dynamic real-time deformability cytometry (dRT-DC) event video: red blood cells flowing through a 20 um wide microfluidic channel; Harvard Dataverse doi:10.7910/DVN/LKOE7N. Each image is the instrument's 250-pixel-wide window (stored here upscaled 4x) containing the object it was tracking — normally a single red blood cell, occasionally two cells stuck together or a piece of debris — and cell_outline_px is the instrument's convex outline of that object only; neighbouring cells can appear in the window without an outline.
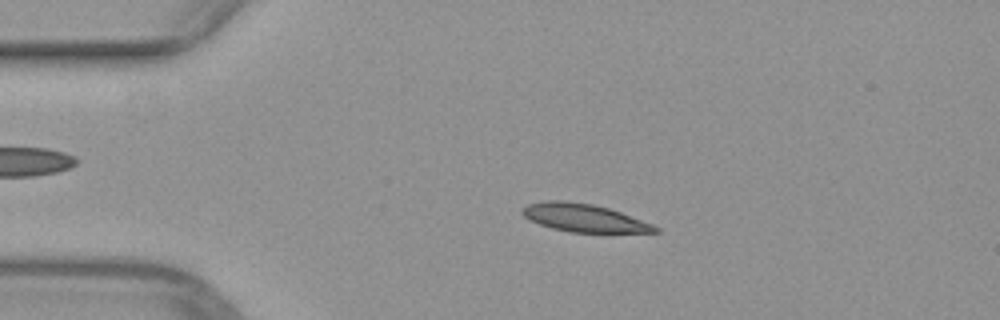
{"species": "common noctule bat (a hibernating species)", "species_latin": "Nyctalus noctula", "temperature_condition": "warm", "stored_images_in_passage": 49, "camera_frame_rate_fps": 3000, "um_per_image_px": 0.085, "animal": {"sex": "female", "body_mass_g": 29.2, "forearm_length_mm": 56.3}, "frame": {"image": 1, "passage_image": 10, "time_ms": 3.0, "image_size_px": [1000, 320], "cell_outline_px": [[660, 232], [568, 232], [552, 228], [540, 224], [524, 216], [520, 212], [520, 208], [528, 204], [548, 200], [564, 200], [592, 204], [608, 208], [620, 212], [652, 224], [660, 228]], "centroid_in_image_um": [49.61, 18.51], "position_along_channel_um": 35.4, "area_um2": 21.44}}
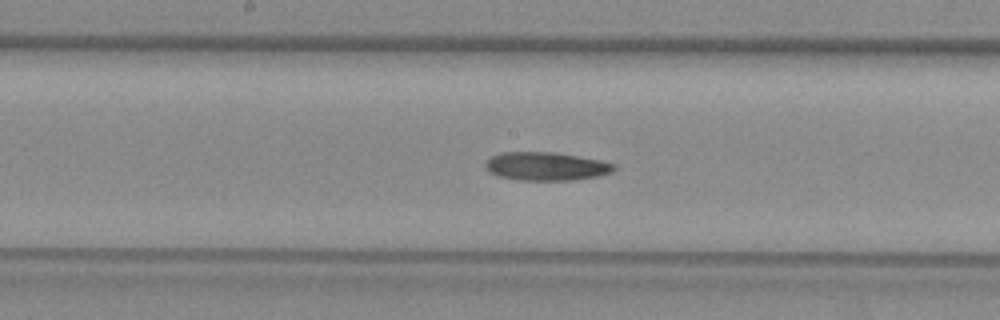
{"frame": {"image": 2, "passage_image": 25, "time_ms": 8.0, "image_size_px": [1000, 320], "cell_outline_px": [[616, 168], [612, 172], [600, 176], [572, 180], [520, 180], [496, 176], [488, 172], [484, 164], [492, 156], [500, 152], [552, 152], [600, 160], [616, 164]], "centroid_in_image_um": [46.41, 14.14], "position_along_channel_um": 201.8, "area_um2": 21.33}}
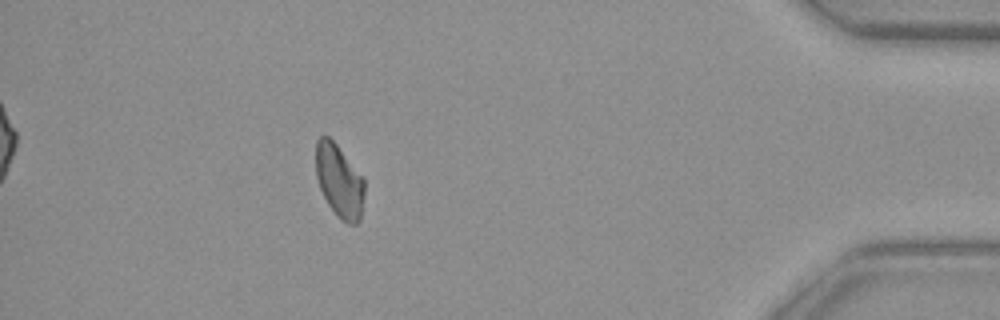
{"frame": {"image": 3, "passage_image": 44, "time_ms": 14.333, "image_size_px": [1000, 320], "cell_outline_px": [[364, 196], [360, 220], [356, 224], [348, 224], [340, 220], [336, 216], [328, 204], [320, 188], [316, 176], [316, 140], [320, 136], [328, 136], [336, 144], [364, 176]], "centroid_in_image_um": [28.85, 15.39], "position_along_channel_um": 406.3, "area_um2": 20.92}}